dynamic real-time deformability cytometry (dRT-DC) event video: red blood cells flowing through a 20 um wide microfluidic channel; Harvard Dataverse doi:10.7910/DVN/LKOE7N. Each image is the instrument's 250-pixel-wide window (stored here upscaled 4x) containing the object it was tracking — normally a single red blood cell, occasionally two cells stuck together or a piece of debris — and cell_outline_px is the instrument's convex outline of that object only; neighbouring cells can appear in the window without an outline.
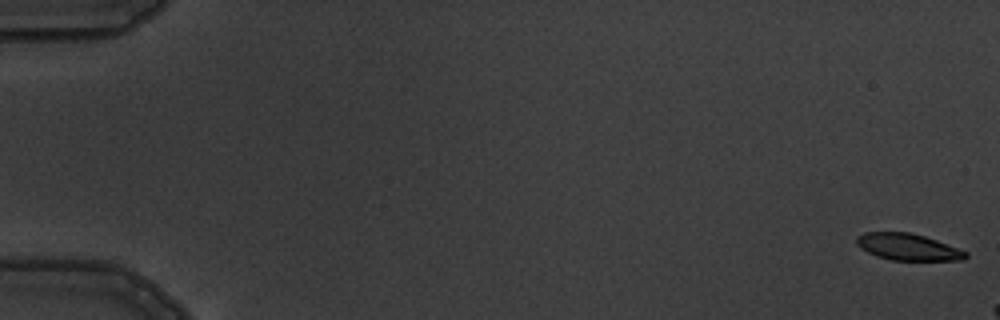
{"species": "common noctule bat (a hibernating species)", "species_latin": "Nyctalus noctula", "temperature_condition": "warm", "stored_images_in_passage": 5, "camera_frame_rate_fps": 3000, "um_per_image_px": 0.085, "animal": {"sex": "male", "body_mass_g": 19.5, "forearm_length_mm": 54.6}, "frame": {"image": 1, "passage_image": 1, "time_ms": 0.0, "image_size_px": [1000, 320], "cell_outline_px": [[968, 256], [964, 260], [892, 260], [876, 256], [860, 248], [856, 244], [856, 236], [864, 232], [908, 232], [924, 236], [936, 240], [968, 252]], "centroid_in_image_um": [77.15, 20.99], "position_along_channel_um": 7.9, "area_um2": 16.94}}